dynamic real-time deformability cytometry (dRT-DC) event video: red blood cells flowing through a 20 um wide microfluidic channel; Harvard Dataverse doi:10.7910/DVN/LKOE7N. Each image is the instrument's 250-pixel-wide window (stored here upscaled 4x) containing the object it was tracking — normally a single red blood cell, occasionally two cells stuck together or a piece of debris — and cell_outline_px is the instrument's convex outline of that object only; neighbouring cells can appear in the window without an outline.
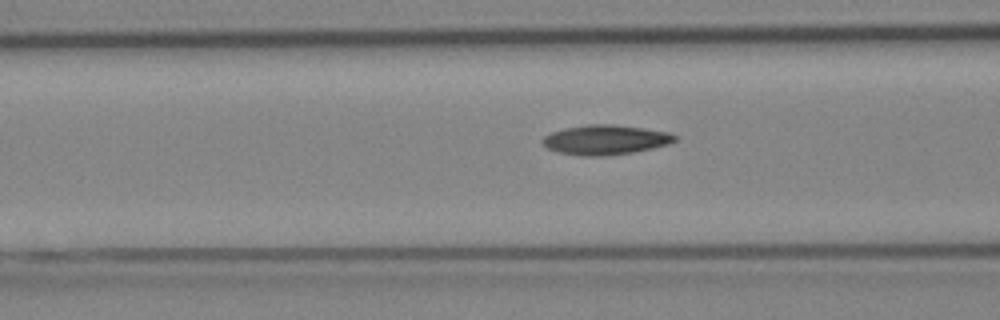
{"species": "Egyptian fruit bat (a non-hibernating species)", "species_latin": "Rousettus aegyptiacus", "temperature_condition": "cold", "stored_images_in_passage": 12, "camera_frame_rate_fps": 3000, "um_per_image_px": 0.085, "animal": {"sex": "female"}, "frame": {"image": 1, "passage_image": 6, "time_ms": 1.667, "image_size_px": [1000, 320], "cell_outline_px": [[676, 140], [668, 144], [652, 148], [632, 152], [604, 156], [580, 156], [556, 152], [548, 148], [540, 140], [544, 136], [552, 132], [564, 128], [588, 124], [612, 124], [644, 128], [668, 132], [676, 136]], "centroid_in_image_um": [51.42, 11.88], "position_along_channel_um": 115.2, "area_um2": 22.89}}
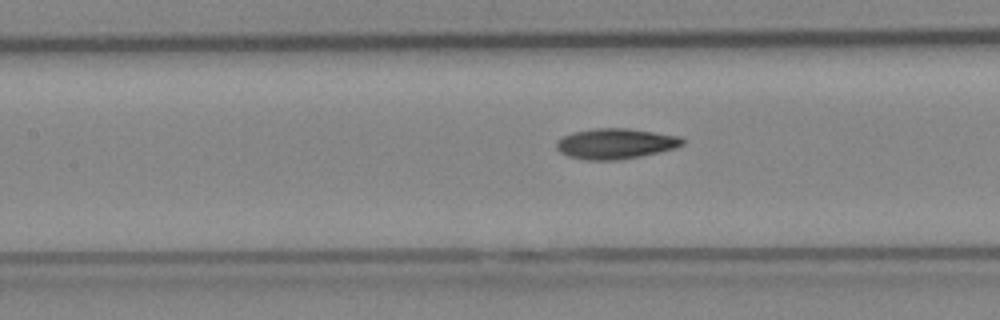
{"frame": {"image": 2, "passage_image": 9, "time_ms": 2.667, "image_size_px": [1000, 320], "cell_outline_px": [[684, 144], [676, 148], [660, 152], [640, 156], [616, 160], [584, 160], [568, 156], [560, 152], [556, 148], [556, 140], [572, 132], [596, 128], [628, 128], [680, 136], [684, 140]], "centroid_in_image_um": [52.31, 12.21], "position_along_channel_um": 155.1, "area_um2": 22.48}}